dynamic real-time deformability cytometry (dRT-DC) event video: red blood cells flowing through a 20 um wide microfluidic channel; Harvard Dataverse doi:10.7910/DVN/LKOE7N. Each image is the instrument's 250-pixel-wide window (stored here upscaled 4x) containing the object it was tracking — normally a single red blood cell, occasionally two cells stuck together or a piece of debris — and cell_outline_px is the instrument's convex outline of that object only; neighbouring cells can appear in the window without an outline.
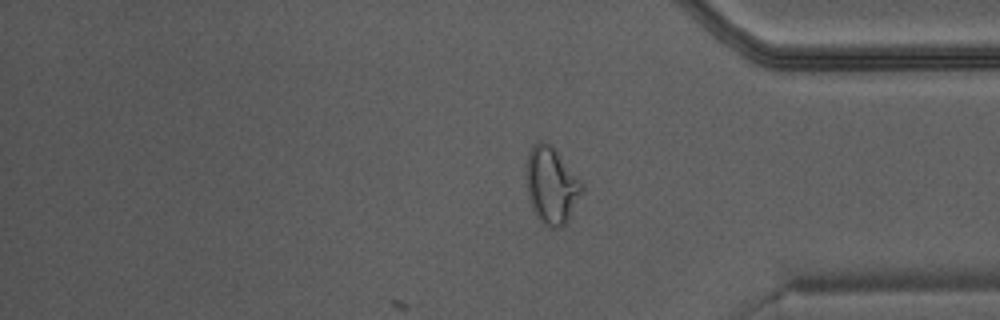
{"species": "Egyptian fruit bat (a non-hibernating species)", "species_latin": "Rousettus aegyptiacus", "temperature_condition": "warm", "stored_images_in_passage": 25, "camera_frame_rate_fps": 3000, "um_per_image_px": 0.085, "animal": {"sex": "male"}, "frame": {"image": 1, "passage_image": 25, "time_ms": 8.0, "image_size_px": [1000, 320], "cell_outline_px": [[584, 188], [564, 224], [556, 228], [552, 228], [544, 224], [540, 220], [532, 208], [528, 196], [524, 172], [528, 152], [540, 140], [552, 144], [584, 184]], "centroid_in_image_um": [46.84, 15.7], "position_along_channel_um": 388.4, "area_um2": 24.85}}